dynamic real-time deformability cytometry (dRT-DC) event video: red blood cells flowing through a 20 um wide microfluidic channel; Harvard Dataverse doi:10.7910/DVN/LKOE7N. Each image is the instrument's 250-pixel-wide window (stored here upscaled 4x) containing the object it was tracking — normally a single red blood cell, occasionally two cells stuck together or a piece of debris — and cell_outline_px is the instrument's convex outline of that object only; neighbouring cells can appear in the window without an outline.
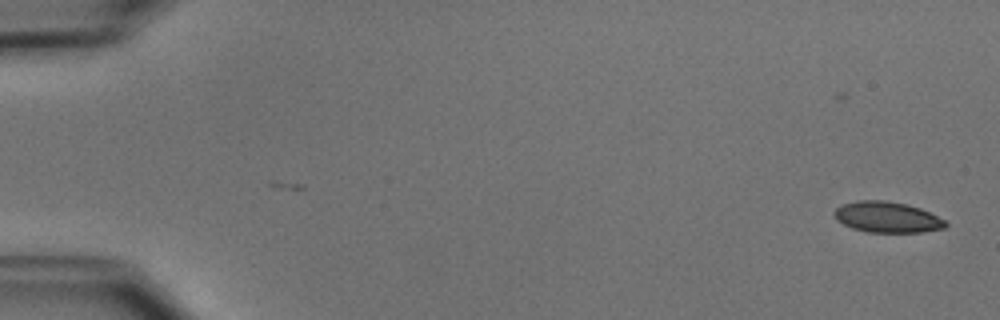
{"species": "common noctule bat (a hibernating species)", "species_latin": "Nyctalus noctula", "temperature_condition": "cold", "stored_images_in_passage": 50, "camera_frame_rate_fps": 3000, "um_per_image_px": 0.085, "animal": {"sex": "male", "body_mass_g": 15.6}, "frame": {"image": 1, "passage_image": 1, "time_ms": 0.0, "image_size_px": [1000, 320], "cell_outline_px": [[948, 224], [944, 228], [924, 232], [868, 232], [852, 228], [836, 220], [832, 212], [840, 204], [856, 200], [884, 200], [908, 204], [920, 208], [944, 220]], "centroid_in_image_um": [75.36, 18.45], "position_along_channel_um": 9.6, "area_um2": 20.11}}
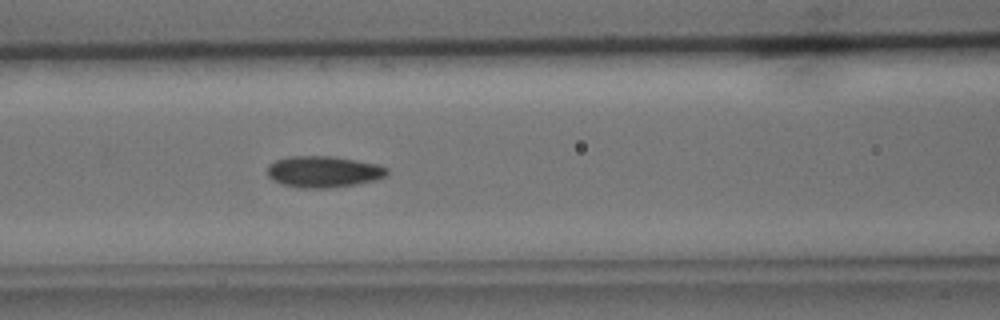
{"frame": {"image": 2, "passage_image": 22, "time_ms": 7.0, "image_size_px": [1000, 320], "cell_outline_px": [[388, 172], [384, 176], [376, 180], [356, 184], [328, 188], [300, 188], [280, 184], [272, 180], [268, 176], [268, 164], [276, 160], [288, 156], [332, 156], [356, 160], [376, 164], [388, 168]], "centroid_in_image_um": [27.46, 14.6], "position_along_channel_um": 139.1, "area_um2": 21.96}}
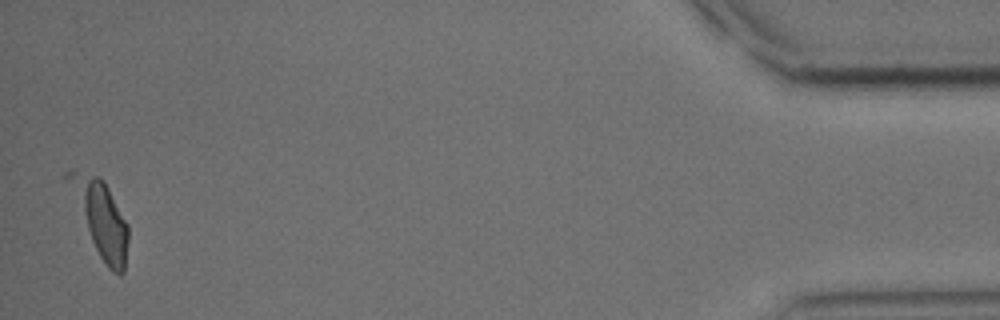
{"frame": {"image": 3, "passage_image": 50, "time_ms": 16.333, "image_size_px": [1000, 320], "cell_outline_px": [[128, 240], [124, 272], [120, 276], [112, 272], [108, 268], [100, 256], [92, 240], [88, 228], [84, 208], [84, 196], [88, 180], [92, 176], [100, 176], [108, 188], [128, 224]], "centroid_in_image_um": [9.03, 19.12], "position_along_channel_um": 426.2, "area_um2": 20.46}, "authors_computed_cell_mechanics": {"area_um2": 20.6924, "velocity_mm_per_s": 3.9272, "shape_relaxation_time_tau1_ms": 4.0621, "shape_relaxation_time_tau2_ms": 4.4284, "deformation_change_tau1": 0.1165, "deformation_change_tau2": 0.0707}}